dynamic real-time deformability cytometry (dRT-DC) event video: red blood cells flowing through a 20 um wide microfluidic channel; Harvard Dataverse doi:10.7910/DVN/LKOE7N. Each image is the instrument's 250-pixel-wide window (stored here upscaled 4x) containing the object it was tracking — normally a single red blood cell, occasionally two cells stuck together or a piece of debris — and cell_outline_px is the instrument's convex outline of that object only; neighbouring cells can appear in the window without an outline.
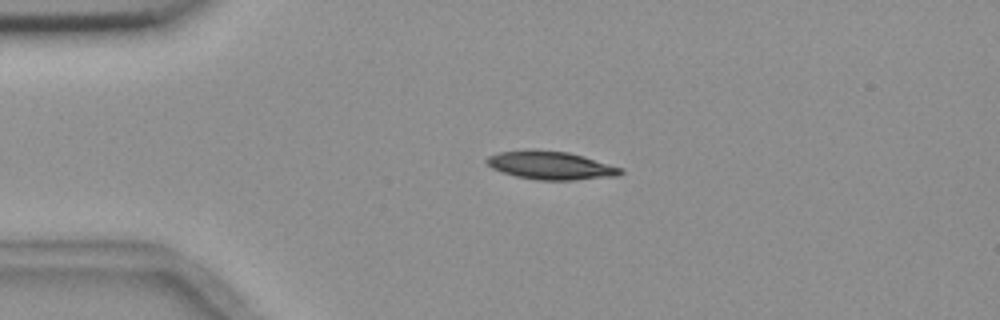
{"species": "common noctule bat (a hibernating species)", "species_latin": "Nyctalus noctula", "temperature_condition": "room temperature", "stored_images_in_passage": 3, "camera_frame_rate_fps": 3000, "um_per_image_px": 0.085, "animal": {"sex": "female", "body_mass_g": 18.4}, "frame": {"image": 1, "passage_image": 2, "time_ms": 1.0, "image_size_px": [1000, 320], "cell_outline_px": [[624, 172], [616, 176], [572, 180], [536, 180], [516, 176], [500, 172], [492, 168], [484, 160], [488, 156], [500, 152], [532, 148], [536, 148], [568, 152], [584, 156], [624, 168]], "centroid_in_image_um": [46.8, 14.04], "position_along_channel_um": 38.2, "area_um2": 22.43}}